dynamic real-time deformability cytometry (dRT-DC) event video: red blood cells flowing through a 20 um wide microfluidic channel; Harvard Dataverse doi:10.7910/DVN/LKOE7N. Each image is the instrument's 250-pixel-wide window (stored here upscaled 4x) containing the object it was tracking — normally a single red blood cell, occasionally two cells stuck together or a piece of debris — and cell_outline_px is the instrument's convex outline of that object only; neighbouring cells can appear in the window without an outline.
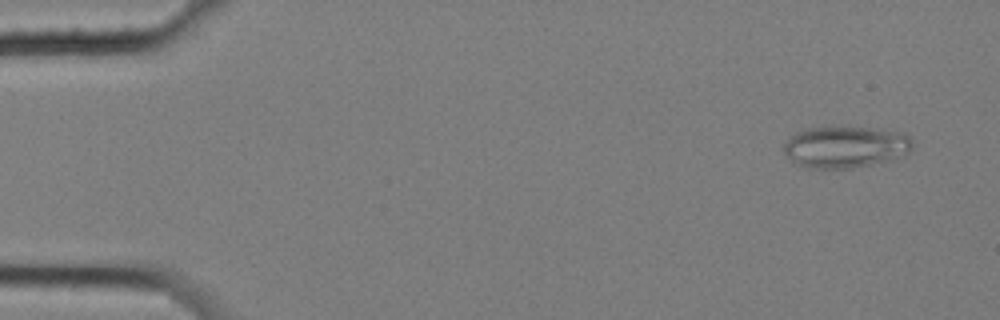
{"species": "common noctule bat (a hibernating species)", "species_latin": "Nyctalus noctula", "temperature_condition": "cold", "stored_images_in_passage": 5, "camera_frame_rate_fps": 3000, "um_per_image_px": 0.085, "animal": {"sex": "female", "body_mass_g": 25.1}, "frame": {"image": 1, "passage_image": 1, "time_ms": 0.0, "image_size_px": [1000, 320], "cell_outline_px": [[912, 148], [904, 156], [872, 164], [852, 168], [808, 168], [792, 160], [784, 152], [784, 144], [796, 132], [808, 128], [832, 124], [844, 124], [880, 128], [904, 132], [912, 140]], "centroid_in_image_um": [71.9, 12.42], "position_along_channel_um": 13.1, "area_um2": 32.14}}